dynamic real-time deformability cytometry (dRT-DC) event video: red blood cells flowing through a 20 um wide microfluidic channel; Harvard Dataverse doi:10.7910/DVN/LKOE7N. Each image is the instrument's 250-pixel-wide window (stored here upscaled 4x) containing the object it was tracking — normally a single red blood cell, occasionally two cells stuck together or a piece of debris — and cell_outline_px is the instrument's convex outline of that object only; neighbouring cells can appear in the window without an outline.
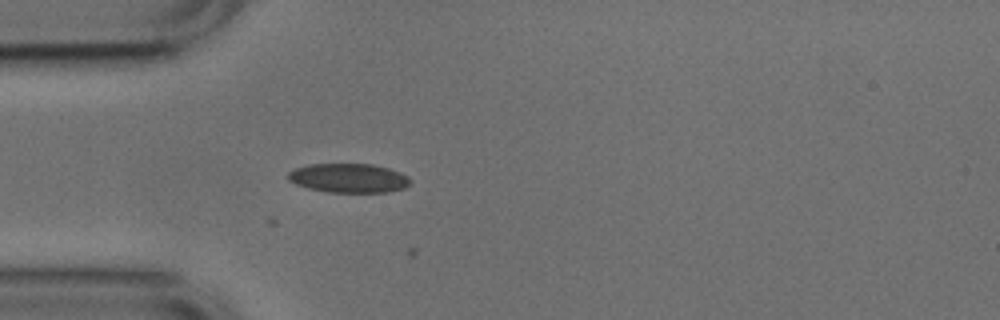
{"species": "common noctule bat (a hibernating species)", "species_latin": "Nyctalus noctula", "temperature_condition": "cold", "stored_images_in_passage": 13, "camera_frame_rate_fps": 3000, "um_per_image_px": 0.085, "animal": {"sex": "male", "body_mass_g": 17.9, "forearm_length_mm": 54.2}, "frame": {"image": 1, "passage_image": 2, "time_ms": 0.333, "image_size_px": [1000, 320], "cell_outline_px": [[412, 180], [404, 188], [388, 192], [328, 192], [308, 188], [296, 184], [288, 180], [288, 172], [296, 168], [308, 164], [372, 164], [388, 168], [400, 172], [408, 176]], "centroid_in_image_um": [29.64, 15.13], "position_along_channel_um": 55.4, "area_um2": 20.75}}